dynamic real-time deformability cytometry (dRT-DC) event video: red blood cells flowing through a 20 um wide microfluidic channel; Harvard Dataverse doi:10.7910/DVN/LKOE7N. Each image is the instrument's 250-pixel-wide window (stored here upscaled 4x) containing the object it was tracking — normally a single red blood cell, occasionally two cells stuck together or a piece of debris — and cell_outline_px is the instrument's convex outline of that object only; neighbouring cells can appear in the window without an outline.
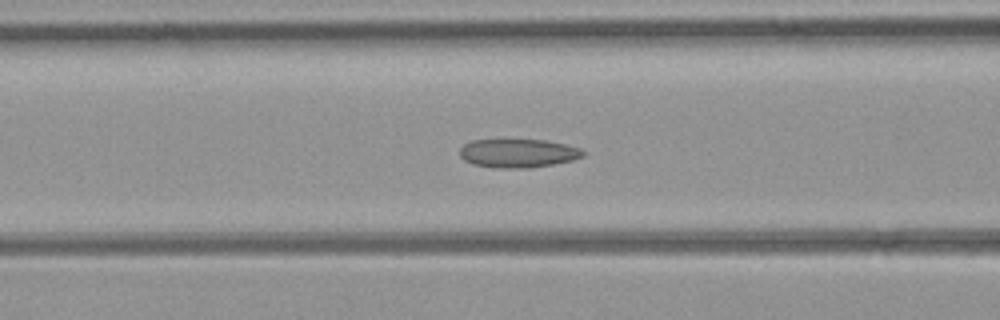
{"species": "common noctule bat (a hibernating species)", "species_latin": "Nyctalus noctula", "temperature_condition": "room temperature", "stored_images_in_passage": 43, "camera_frame_rate_fps": 3000, "um_per_image_px": 0.085, "animal": {"sex": "female", "body_mass_g": 21.9}, "frame": {"image": 1, "passage_image": 11, "time_ms": 3.333, "image_size_px": [1000, 320], "cell_outline_px": [[584, 156], [572, 160], [552, 164], [528, 168], [496, 168], [472, 164], [464, 160], [460, 156], [460, 148], [464, 144], [472, 140], [544, 140], [564, 144], [580, 148], [584, 152]], "centroid_in_image_um": [44.01, 13.03], "position_along_channel_um": 122.6, "area_um2": 20.46}}
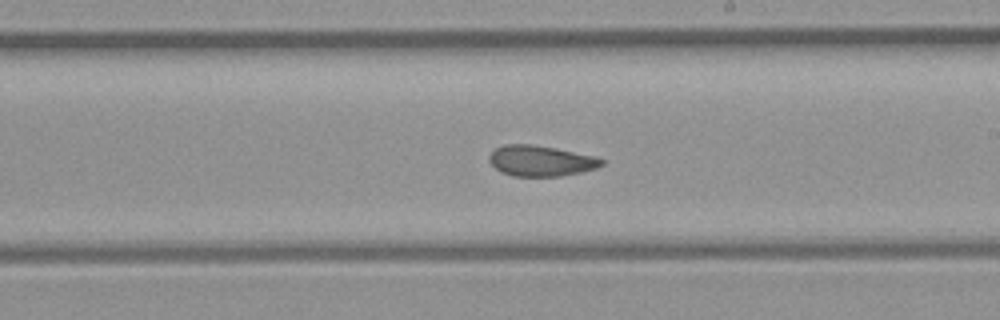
{"frame": {"image": 2, "passage_image": 20, "time_ms": 6.333, "image_size_px": [1000, 320], "cell_outline_px": [[604, 164], [596, 168], [584, 172], [560, 176], [512, 176], [500, 172], [488, 160], [488, 156], [496, 148], [504, 144], [528, 144], [556, 148], [596, 156], [604, 160]], "centroid_in_image_um": [45.98, 13.67], "position_along_channel_um": 243.0, "area_um2": 20.23}}
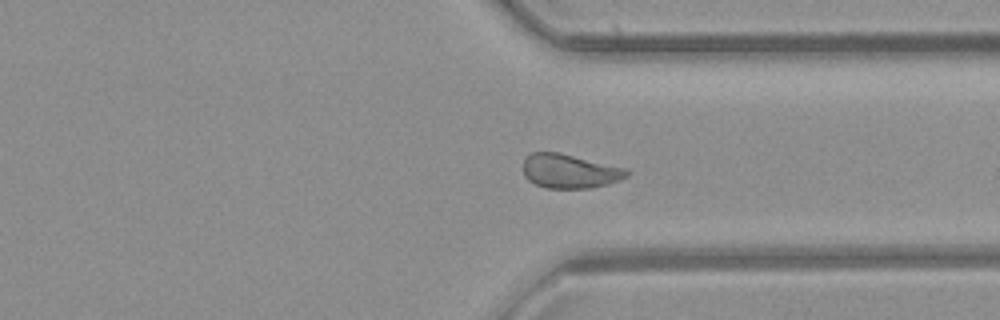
{"frame": {"image": 3, "passage_image": 29, "time_ms": 9.333, "image_size_px": [1000, 320], "cell_outline_px": [[632, 172], [628, 176], [620, 180], [608, 184], [588, 188], [544, 188], [528, 180], [524, 176], [524, 160], [532, 152], [560, 152], [628, 168]], "centroid_in_image_um": [48.48, 14.54], "position_along_channel_um": 362.9, "area_um2": 20.87}}